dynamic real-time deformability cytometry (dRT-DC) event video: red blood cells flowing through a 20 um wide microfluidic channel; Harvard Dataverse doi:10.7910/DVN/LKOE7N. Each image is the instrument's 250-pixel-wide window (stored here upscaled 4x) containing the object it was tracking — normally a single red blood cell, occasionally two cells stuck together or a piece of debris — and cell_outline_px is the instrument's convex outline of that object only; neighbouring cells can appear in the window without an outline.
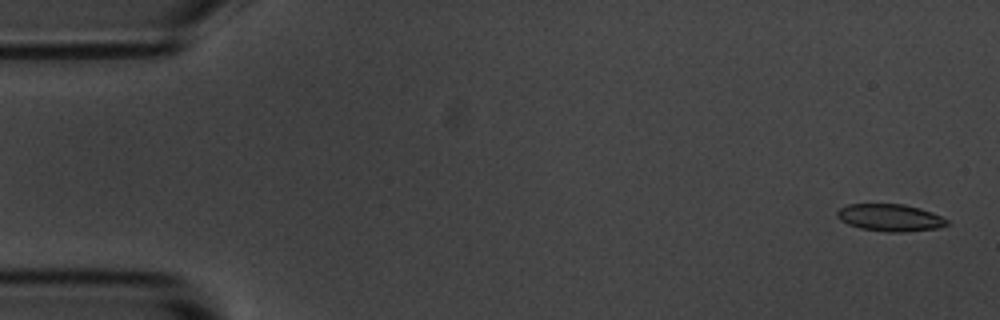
{"species": "common noctule bat (a hibernating species)", "species_latin": "Nyctalus noctula", "temperature_condition": "room temperature", "stored_images_in_passage": 5, "camera_frame_rate_fps": 3000, "um_per_image_px": 0.085, "animal": {"sex": "male", "body_mass_g": 20.1, "forearm_length_mm": 53.5}, "frame": {"image": 1, "passage_image": 1, "time_ms": 0.0, "image_size_px": [1000, 320], "cell_outline_px": [[948, 224], [940, 228], [904, 232], [884, 232], [860, 228], [848, 224], [840, 220], [836, 216], [836, 212], [840, 208], [848, 204], [904, 204], [920, 208], [932, 212], [948, 220]], "centroid_in_image_um": [75.65, 18.5], "position_along_channel_um": 9.3, "area_um2": 17.51}}
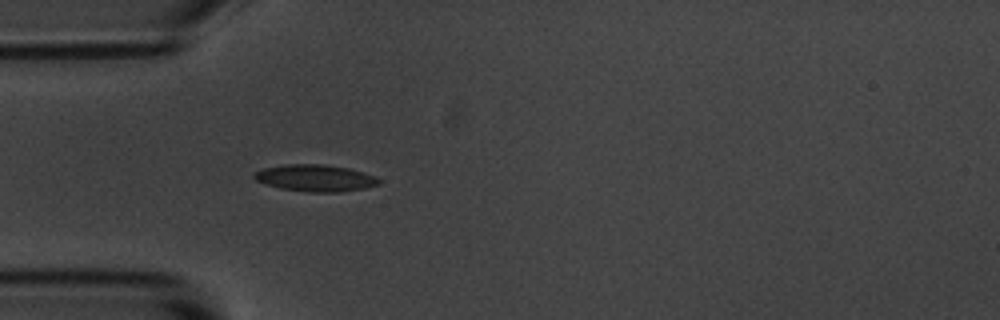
{"frame": {"image": 2, "passage_image": 5, "time_ms": 4.667, "image_size_px": [1000, 320], "cell_outline_px": [[380, 184], [364, 188], [340, 192], [308, 192], [280, 188], [264, 184], [256, 180], [252, 176], [256, 172], [264, 168], [284, 164], [324, 164], [348, 168], [376, 176], [380, 180]], "centroid_in_image_um": [26.8, 15.13], "position_along_channel_um": 58.2, "area_um2": 19.48}}